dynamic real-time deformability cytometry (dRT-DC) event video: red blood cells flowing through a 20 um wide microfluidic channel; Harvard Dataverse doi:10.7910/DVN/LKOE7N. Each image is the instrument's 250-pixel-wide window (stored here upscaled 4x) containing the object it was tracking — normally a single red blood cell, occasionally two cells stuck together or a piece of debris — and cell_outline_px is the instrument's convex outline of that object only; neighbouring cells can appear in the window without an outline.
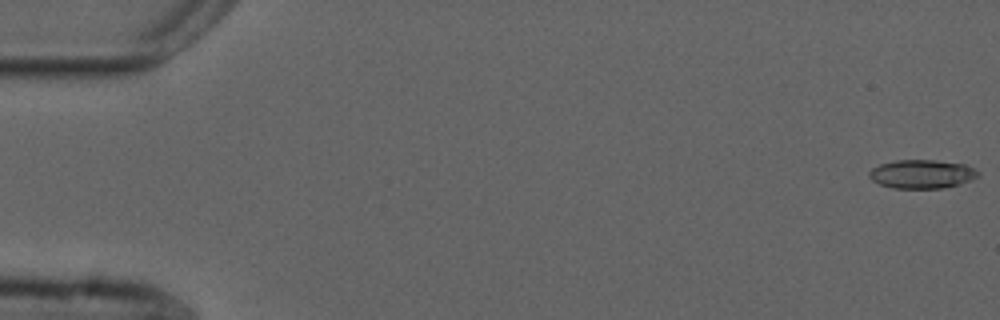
{"species": "common noctule bat (a hibernating species)", "species_latin": "Nyctalus noctula", "temperature_condition": "cold", "stored_images_in_passage": 55, "camera_frame_rate_fps": 3000, "um_per_image_px": 0.085, "animal": {"sex": "male", "forearm_length_mm": 52.5}, "frame": {"image": 1, "passage_image": 1, "time_ms": 0.0, "image_size_px": [1000, 320], "cell_outline_px": [[980, 172], [976, 176], [960, 184], [944, 188], [892, 188], [880, 184], [872, 180], [868, 176], [868, 172], [872, 168], [880, 164], [896, 160], [932, 160], [964, 164]], "centroid_in_image_um": [78.31, 14.79], "position_along_channel_um": 6.7, "area_um2": 18.03}}
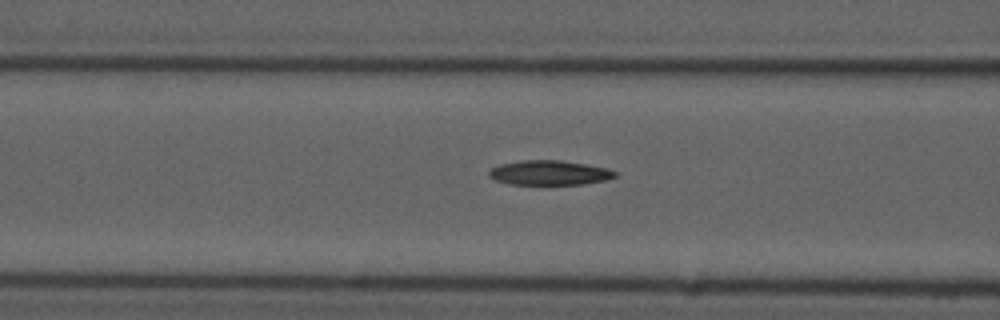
{"frame": {"image": 2, "passage_image": 22, "time_ms": 7.0, "image_size_px": [1000, 320], "cell_outline_px": [[616, 176], [604, 180], [584, 184], [508, 184], [496, 180], [488, 176], [488, 172], [492, 168], [500, 164], [524, 160], [560, 160], [608, 168], [616, 172]], "centroid_in_image_um": [46.68, 14.68], "position_along_channel_um": 119.9, "area_um2": 17.92}}
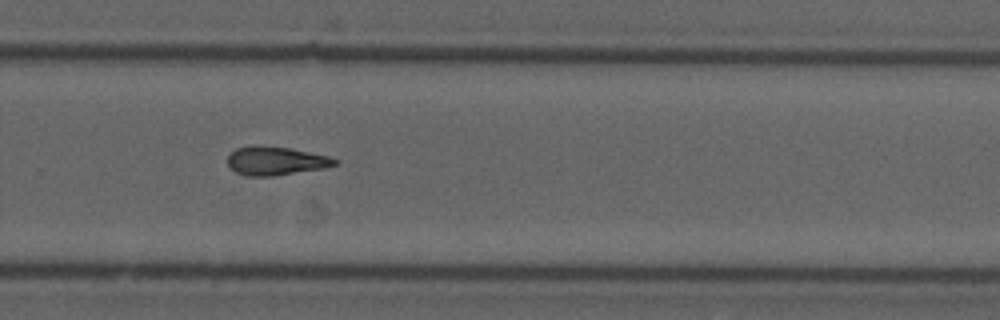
{"frame": {"image": 3, "passage_image": 37, "time_ms": 12.0, "image_size_px": [1000, 320], "cell_outline_px": [[340, 160], [336, 164], [324, 168], [272, 176], [248, 176], [236, 172], [228, 164], [228, 156], [236, 148], [252, 144], [256, 144], [292, 148], [328, 156]], "centroid_in_image_um": [23.43, 13.65], "position_along_channel_um": 306.4, "area_um2": 17.98}, "authors_computed_cell_mechanics": {"area_um2": 18.0336, "velocity_mm_per_s": 3.736, "shape_relaxation_time_tau1_ms": 8.7554, "shape_relaxation_time_tau2_ms": null, "deformation_change_tau1": 0.1767, "deformation_change_tau2": null}}